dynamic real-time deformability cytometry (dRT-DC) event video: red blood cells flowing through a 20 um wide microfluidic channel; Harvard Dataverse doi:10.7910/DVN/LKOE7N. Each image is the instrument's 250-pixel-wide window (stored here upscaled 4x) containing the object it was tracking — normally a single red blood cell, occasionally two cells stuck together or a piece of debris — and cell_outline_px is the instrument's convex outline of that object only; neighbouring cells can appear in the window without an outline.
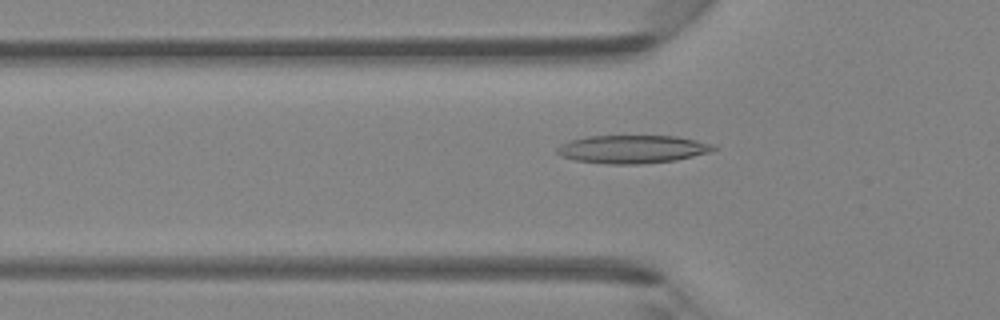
{"species": "Egyptian fruit bat (a non-hibernating species)", "species_latin": "Rousettus aegyptiacus", "temperature_condition": "room temperature", "stored_images_in_passage": 45, "camera_frame_rate_fps": 3000, "um_per_image_px": 0.085, "animal": {"sex": "female"}, "frame": {"image": 1, "passage_image": 15, "time_ms": 4.667, "image_size_px": [1000, 320], "cell_outline_px": [[720, 148], [712, 152], [676, 160], [640, 164], [608, 164], [576, 160], [560, 156], [556, 152], [556, 148], [560, 144], [572, 140], [588, 136], [676, 136], [696, 140], [712, 144]], "centroid_in_image_um": [53.78, 12.68], "position_along_channel_um": 72.0, "area_um2": 25.72}}
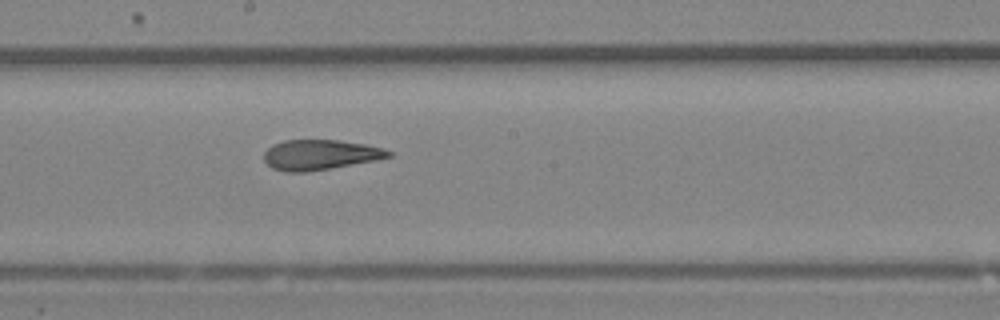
{"frame": {"image": 2, "passage_image": 25, "time_ms": 8.0, "image_size_px": [1000, 320], "cell_outline_px": [[392, 156], [376, 160], [308, 172], [284, 172], [272, 168], [264, 160], [264, 152], [272, 144], [284, 140], [336, 140], [364, 144], [384, 148], [392, 152]], "centroid_in_image_um": [27.19, 13.16], "position_along_channel_um": 221.0, "area_um2": 21.91}}
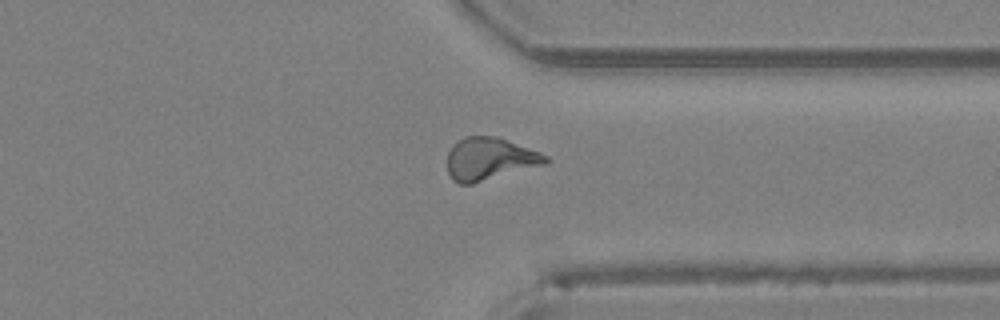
{"frame": {"image": 3, "passage_image": 35, "time_ms": 11.333, "image_size_px": [1000, 320], "cell_outline_px": [[548, 164], [472, 184], [460, 184], [452, 180], [448, 172], [448, 152], [452, 144], [464, 136], [496, 136], [540, 152], [548, 156]], "centroid_in_image_um": [41.62, 13.51], "position_along_channel_um": 369.8, "area_um2": 24.57}}